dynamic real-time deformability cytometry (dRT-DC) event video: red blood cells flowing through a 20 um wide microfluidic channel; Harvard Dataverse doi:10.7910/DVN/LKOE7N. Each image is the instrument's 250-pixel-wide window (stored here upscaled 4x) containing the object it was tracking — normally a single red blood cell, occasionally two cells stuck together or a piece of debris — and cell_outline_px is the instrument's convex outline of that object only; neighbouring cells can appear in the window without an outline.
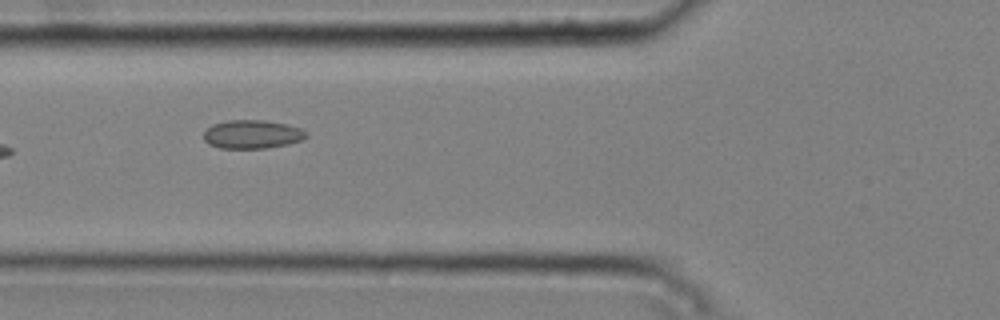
{"species": "common noctule bat (a hibernating species)", "species_latin": "Nyctalus noctula", "temperature_condition": "cold", "stored_images_in_passage": 8, "camera_frame_rate_fps": 3000, "um_per_image_px": 0.085, "animal": {"sex": "male", "body_mass_g": 20.4}, "frame": {"image": 1, "passage_image": 7, "time_ms": 2.0, "image_size_px": [1000, 320], "cell_outline_px": [[308, 136], [300, 140], [288, 144], [264, 148], [220, 148], [208, 144], [204, 140], [204, 132], [212, 124], [228, 120], [264, 120], [284, 124], [300, 128], [308, 132]], "centroid_in_image_um": [21.42, 11.41], "position_along_channel_um": 104.4, "area_um2": 16.99}}
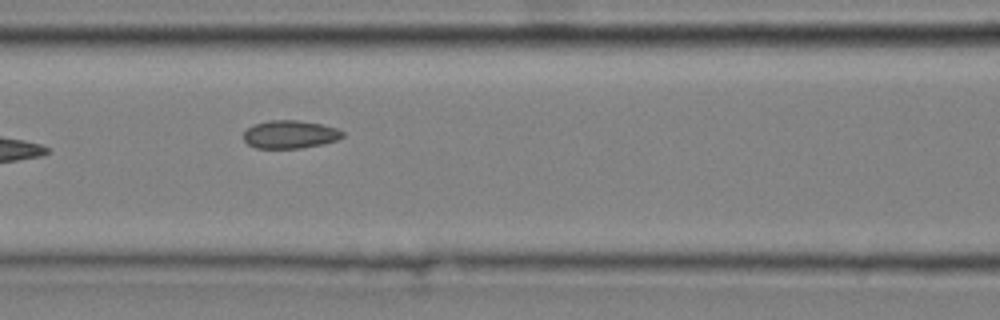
{"frame": {"image": 2, "passage_image": 8, "time_ms": 2.333, "image_size_px": [1000, 320], "cell_outline_px": [[344, 136], [336, 140], [320, 144], [300, 148], [256, 148], [248, 144], [244, 140], [244, 132], [252, 124], [268, 120], [296, 120], [320, 124], [336, 128], [344, 132]], "centroid_in_image_um": [24.62, 11.42], "position_along_channel_um": 142.0, "area_um2": 16.07}}